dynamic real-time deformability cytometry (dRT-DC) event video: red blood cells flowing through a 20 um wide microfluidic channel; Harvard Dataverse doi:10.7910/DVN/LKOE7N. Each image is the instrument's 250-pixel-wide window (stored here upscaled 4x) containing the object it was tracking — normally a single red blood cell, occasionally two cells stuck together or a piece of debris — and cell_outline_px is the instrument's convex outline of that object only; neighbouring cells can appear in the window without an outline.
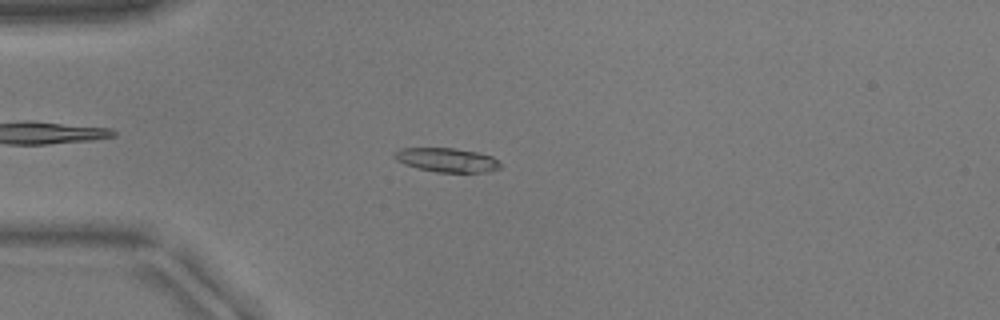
{"species": "common noctule bat (a hibernating species)", "species_latin": "Nyctalus noctula", "temperature_condition": "warm", "stored_images_in_passage": 53, "camera_frame_rate_fps": 3000, "um_per_image_px": 0.085, "animal": {"sex": "male", "body_mass_g": 17.9}, "frame": {"image": 1, "passage_image": 15, "time_ms": 4.667, "image_size_px": [1000, 320], "cell_outline_px": [[500, 168], [488, 172], [436, 172], [404, 164], [396, 160], [392, 156], [400, 148], [452, 148], [476, 152], [492, 156], [500, 164]], "centroid_in_image_um": [37.97, 13.6], "position_along_channel_um": 47.0, "area_um2": 14.68}}
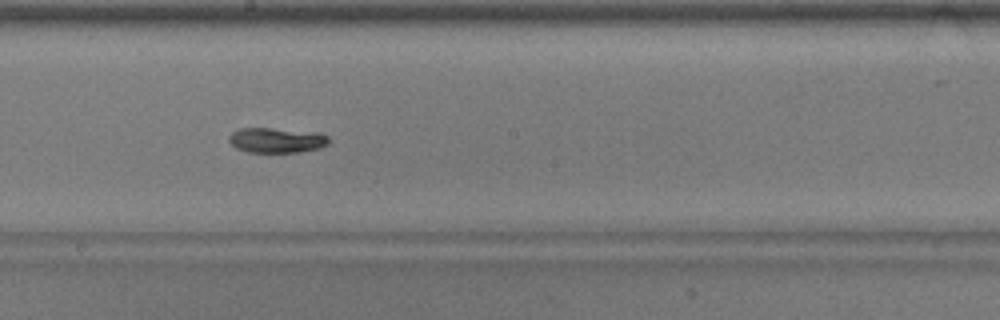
{"frame": {"image": 2, "passage_image": 30, "time_ms": 9.667, "image_size_px": [1000, 320], "cell_outline_px": [[332, 140], [328, 144], [320, 148], [300, 152], [248, 152], [236, 148], [228, 140], [228, 136], [232, 132], [240, 128], [272, 128], [320, 132], [328, 136]], "centroid_in_image_um": [23.56, 11.91], "position_along_channel_um": 224.6, "area_um2": 14.85}}
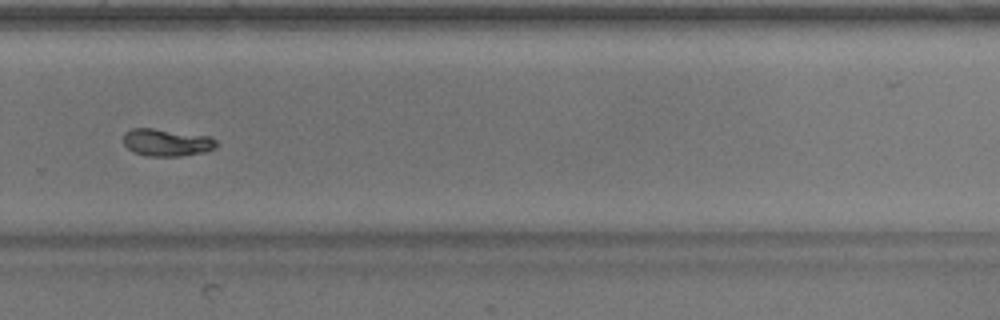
{"frame": {"image": 3, "passage_image": 37, "time_ms": 12.0, "image_size_px": [1000, 320], "cell_outline_px": [[220, 144], [216, 148], [204, 152], [180, 156], [144, 156], [132, 152], [124, 144], [124, 132], [132, 128], [152, 128], [208, 136], [216, 140]], "centroid_in_image_um": [14.17, 12.12], "position_along_channel_um": 315.6, "area_um2": 14.91}}